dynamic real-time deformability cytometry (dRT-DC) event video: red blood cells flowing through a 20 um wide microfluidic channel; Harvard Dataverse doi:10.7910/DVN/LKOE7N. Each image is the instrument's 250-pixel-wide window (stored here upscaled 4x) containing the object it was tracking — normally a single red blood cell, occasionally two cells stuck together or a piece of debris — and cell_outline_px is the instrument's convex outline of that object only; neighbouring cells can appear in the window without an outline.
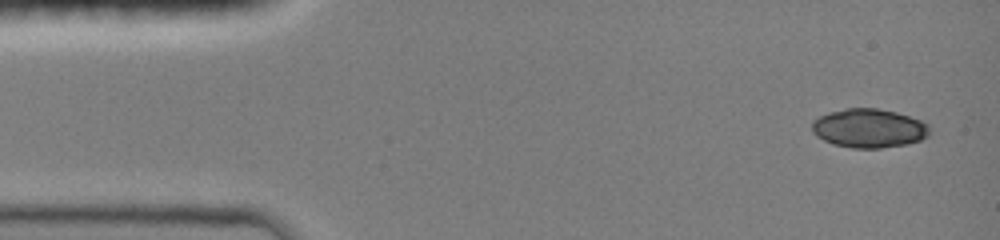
{"species": "common noctule bat (a hibernating species)", "species_latin": "Nyctalus noctula", "temperature_condition": "room temperature", "stored_images_in_passage": 36, "camera_frame_rate_fps": 3000, "um_per_image_px": 0.085, "animal": {"sex": "female", "body_mass_g": 19.0, "forearm_length_mm": 51.5}, "frame": {"image": 1, "passage_image": 1, "time_ms": 0.0, "image_size_px": [1000, 240], "cell_outline_px": [[928, 136], [920, 140], [908, 144], [880, 148], [852, 148], [836, 144], [824, 140], [816, 136], [812, 132], [812, 120], [828, 112], [844, 108], [876, 108], [896, 112], [920, 120], [928, 124]], "centroid_in_image_um": [73.84, 10.89], "position_along_channel_um": 11.2, "area_um2": 26.65}}